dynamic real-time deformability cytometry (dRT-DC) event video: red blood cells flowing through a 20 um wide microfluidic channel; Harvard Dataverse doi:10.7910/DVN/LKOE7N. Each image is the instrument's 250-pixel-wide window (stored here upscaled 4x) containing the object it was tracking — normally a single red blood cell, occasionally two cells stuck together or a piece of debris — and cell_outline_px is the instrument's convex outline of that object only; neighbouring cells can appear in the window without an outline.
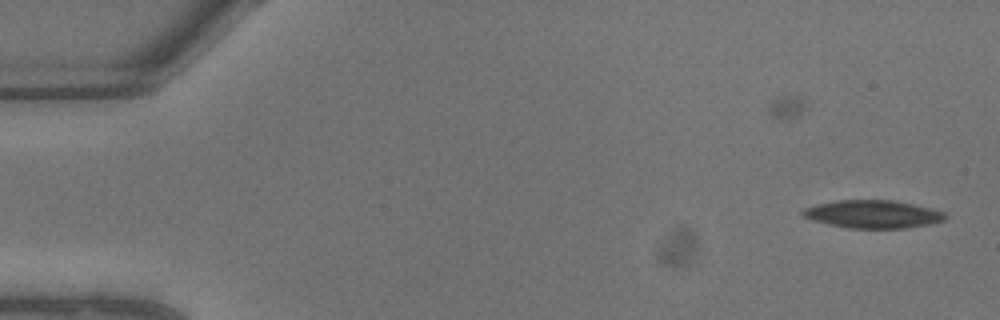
{"species": "common noctule bat (a hibernating species)", "species_latin": "Nyctalus noctula", "temperature_condition": "warm", "stored_images_in_passage": 4, "camera_frame_rate_fps": 3000, "um_per_image_px": 0.085, "animal": {"sex": "male", "body_mass_g": 13.3}, "frame": {"image": 1, "passage_image": 4, "time_ms": 1.0, "image_size_px": [1000, 320], "cell_outline_px": [[948, 216], [944, 220], [928, 224], [908, 228], [848, 228], [828, 224], [812, 220], [804, 216], [800, 212], [804, 208], [816, 204], [836, 200], [892, 200], [912, 204], [944, 212]], "centroid_in_image_um": [74.16, 18.2], "position_along_channel_um": 10.8, "area_um2": 23.06}}